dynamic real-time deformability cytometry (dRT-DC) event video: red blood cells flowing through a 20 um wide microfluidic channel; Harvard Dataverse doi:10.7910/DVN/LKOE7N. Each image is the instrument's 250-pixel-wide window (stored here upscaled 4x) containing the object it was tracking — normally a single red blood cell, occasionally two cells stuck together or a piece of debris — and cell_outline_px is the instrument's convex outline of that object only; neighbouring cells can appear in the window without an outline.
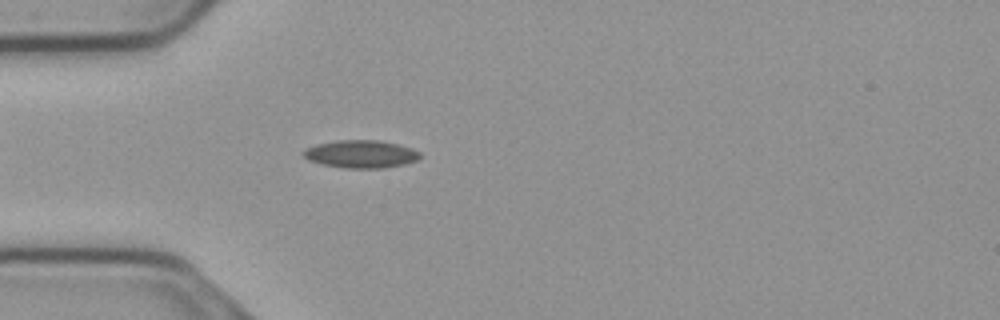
{"species": "common noctule bat (a hibernating species)", "species_latin": "Nyctalus noctula", "temperature_condition": "cold", "stored_images_in_passage": 54, "camera_frame_rate_fps": 3000, "um_per_image_px": 0.085, "animal": {"sex": "male", "body_mass_g": 23.1, "forearm_length_mm": 52.7}, "frame": {"image": 1, "passage_image": 15, "time_ms": 4.667, "image_size_px": [1000, 320], "cell_outline_px": [[420, 156], [416, 160], [404, 164], [384, 168], [348, 168], [324, 164], [308, 160], [300, 152], [304, 148], [316, 144], [336, 140], [380, 140], [412, 148], [420, 152]], "centroid_in_image_um": [30.64, 13.08], "position_along_channel_um": 54.4, "area_um2": 18.84}}
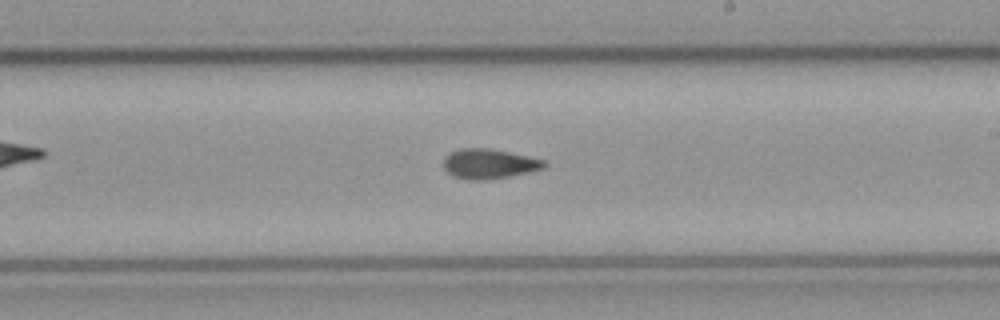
{"frame": {"image": 2, "passage_image": 31, "time_ms": 10.0, "image_size_px": [1000, 320], "cell_outline_px": [[548, 164], [544, 168], [528, 172], [508, 176], [484, 180], [468, 180], [452, 176], [444, 168], [444, 160], [452, 152], [460, 148], [488, 148], [508, 152], [544, 160]], "centroid_in_image_um": [41.57, 13.93], "position_along_channel_um": 247.4, "area_um2": 17.22}}
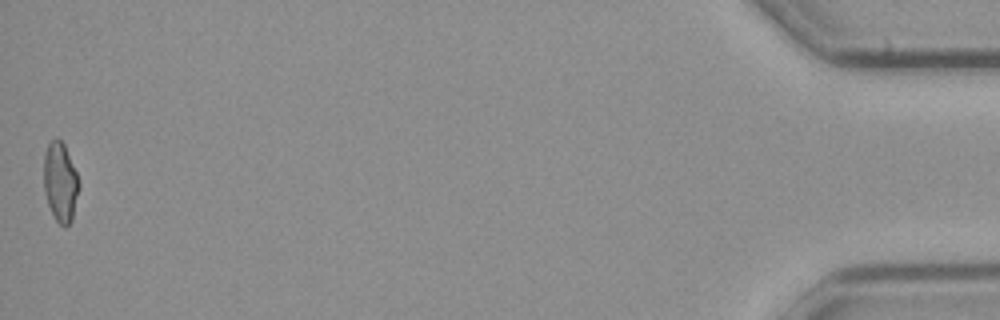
{"frame": {"image": 3, "passage_image": 54, "time_ms": 17.667, "image_size_px": [1000, 320], "cell_outline_px": [[80, 188], [72, 220], [64, 228], [56, 220], [48, 204], [44, 192], [44, 152], [48, 144], [52, 140], [60, 140], [64, 144], [76, 172], [80, 184]], "centroid_in_image_um": [5.13, 15.51], "position_along_channel_um": 430.1, "area_um2": 16.24}, "authors_computed_cell_mechanics": {"area_um2": 16.9065, "velocity_mm_per_s": 3.7222, "shape_relaxation_time_tau1_ms": null, "shape_relaxation_time_tau2_ms": 4.1232, "deformation_change_tau1": null, "deformation_change_tau2": 0.1049}}